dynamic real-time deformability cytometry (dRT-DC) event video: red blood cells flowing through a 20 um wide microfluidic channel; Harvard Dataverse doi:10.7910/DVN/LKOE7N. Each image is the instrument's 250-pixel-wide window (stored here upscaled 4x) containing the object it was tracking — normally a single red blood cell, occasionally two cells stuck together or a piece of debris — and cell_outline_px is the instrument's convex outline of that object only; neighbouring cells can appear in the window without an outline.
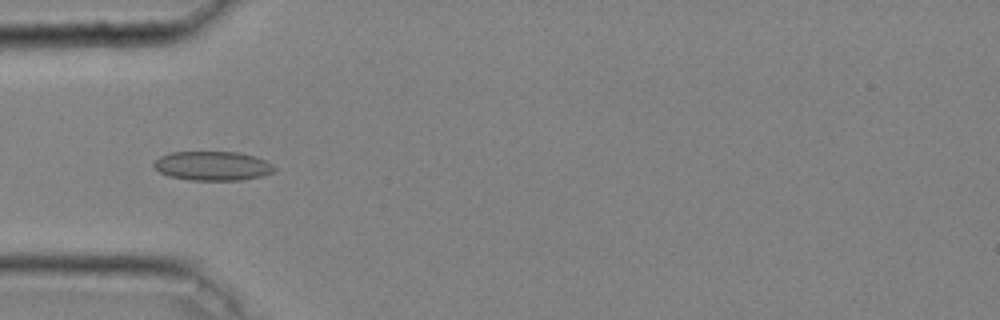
{"species": "common noctule bat (a hibernating species)", "species_latin": "Nyctalus noctula", "temperature_condition": "cold", "stored_images_in_passage": 47, "camera_frame_rate_fps": 3000, "um_per_image_px": 0.085, "animal": {"sex": "male", "body_mass_g": 20.4}, "frame": {"image": 1, "passage_image": 15, "time_ms": 4.667, "image_size_px": [1000, 320], "cell_outline_px": [[276, 168], [272, 172], [264, 176], [240, 180], [192, 180], [168, 176], [160, 172], [152, 164], [160, 156], [172, 152], [240, 152], [256, 156], [272, 164]], "centroid_in_image_um": [18.09, 14.1], "position_along_channel_um": 66.9, "area_um2": 20.52}}
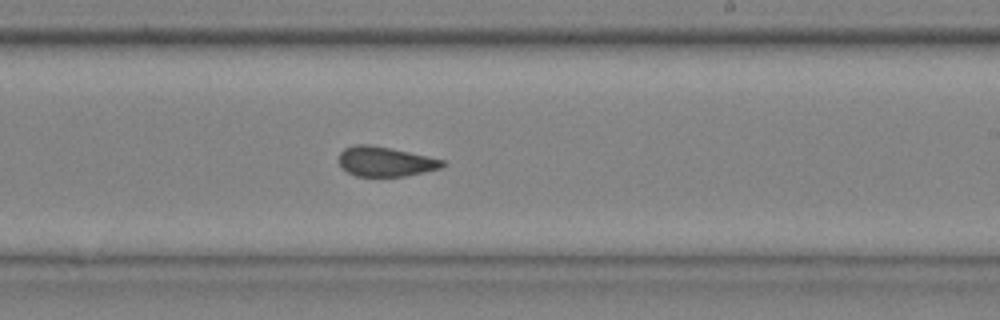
{"frame": {"image": 2, "passage_image": 29, "time_ms": 9.333, "image_size_px": [1000, 320], "cell_outline_px": [[448, 164], [440, 168], [424, 172], [404, 176], [356, 176], [340, 168], [340, 152], [344, 148], [356, 144], [368, 144], [392, 148], [448, 160]], "centroid_in_image_um": [32.8, 13.72], "position_along_channel_um": 256.2, "area_um2": 18.21}}
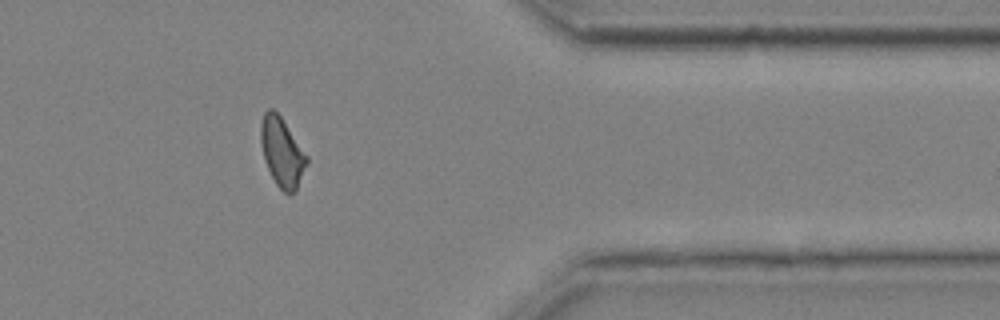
{"frame": {"image": 3, "passage_image": 40, "time_ms": 13.0, "image_size_px": [1000, 320], "cell_outline_px": [[308, 164], [296, 188], [288, 196], [276, 184], [264, 160], [260, 140], [260, 124], [264, 112], [268, 108], [272, 108], [280, 116], [308, 156]], "centroid_in_image_um": [23.96, 12.92], "position_along_channel_um": 387.4, "area_um2": 18.38}, "authors_computed_cell_mechanics": {"area_um2": 18.6116, "velocity_mm_per_s": 4.0681, "shape_relaxation_time_tau1_ms": null, "shape_relaxation_time_tau2_ms": 1.7341, "deformation_change_tau1": null, "deformation_change_tau2": 0.0679}}